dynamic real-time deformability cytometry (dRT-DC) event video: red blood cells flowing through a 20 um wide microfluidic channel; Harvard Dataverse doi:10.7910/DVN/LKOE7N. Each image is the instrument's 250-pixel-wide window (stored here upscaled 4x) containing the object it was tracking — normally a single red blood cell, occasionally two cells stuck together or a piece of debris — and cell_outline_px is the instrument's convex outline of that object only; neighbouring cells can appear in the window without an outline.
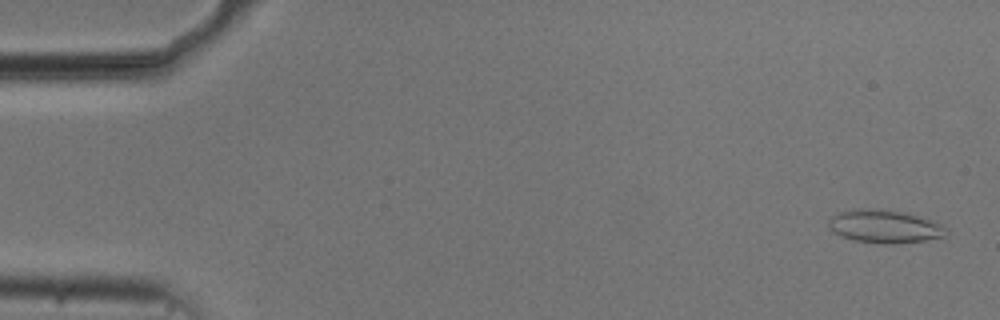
{"species": "common noctule bat (a hibernating species)", "species_latin": "Nyctalus noctula", "temperature_condition": "cold", "stored_images_in_passage": 54, "camera_frame_rate_fps": 3000, "um_per_image_px": 0.085, "animal": {"sex": "male", "body_mass_g": 20.5, "forearm_length_mm": 52.5}, "frame": {"image": 1, "passage_image": 2, "time_ms": 0.333, "image_size_px": [1000, 320], "cell_outline_px": [[948, 232], [944, 236], [924, 240], [892, 244], [856, 240], [844, 236], [836, 232], [828, 224], [828, 220], [832, 216], [840, 212], [852, 208], [864, 208], [896, 212], [916, 216], [940, 224], [948, 228]], "centroid_in_image_um": [75.18, 19.24], "position_along_channel_um": 9.8, "area_um2": 21.79}}
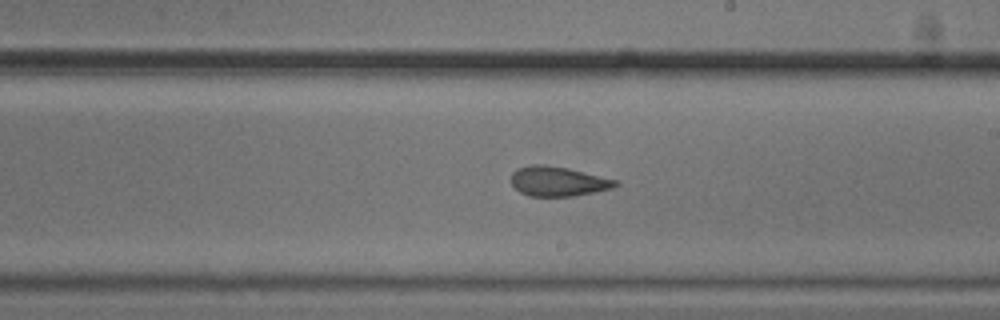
{"frame": {"image": 2, "passage_image": 31, "time_ms": 10.0, "image_size_px": [1000, 320], "cell_outline_px": [[620, 184], [612, 188], [596, 192], [572, 196], [528, 196], [520, 192], [512, 184], [512, 172], [516, 168], [532, 164], [540, 164], [568, 168], [620, 180]], "centroid_in_image_um": [47.47, 15.41], "position_along_channel_um": 241.5, "area_um2": 18.21}}
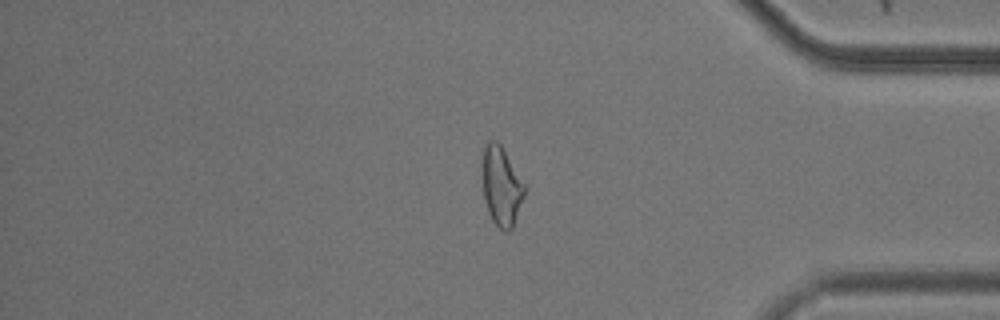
{"frame": {"image": 3, "passage_image": 45, "time_ms": 14.667, "image_size_px": [1000, 320], "cell_outline_px": [[524, 196], [512, 228], [508, 232], [504, 232], [492, 220], [488, 212], [484, 200], [480, 168], [480, 156], [484, 144], [488, 140], [496, 140], [500, 144], [524, 184]], "centroid_in_image_um": [42.54, 15.78], "position_along_channel_um": 392.7, "area_um2": 19.77}, "authors_computed_cell_mechanics": {"area_um2": 19.9121, "velocity_mm_per_s": 3.7281, "shape_relaxation_time_tau1_ms": null, "shape_relaxation_time_tau2_ms": 2.6969, "deformation_change_tau1": null, "deformation_change_tau2": 0.0909}}